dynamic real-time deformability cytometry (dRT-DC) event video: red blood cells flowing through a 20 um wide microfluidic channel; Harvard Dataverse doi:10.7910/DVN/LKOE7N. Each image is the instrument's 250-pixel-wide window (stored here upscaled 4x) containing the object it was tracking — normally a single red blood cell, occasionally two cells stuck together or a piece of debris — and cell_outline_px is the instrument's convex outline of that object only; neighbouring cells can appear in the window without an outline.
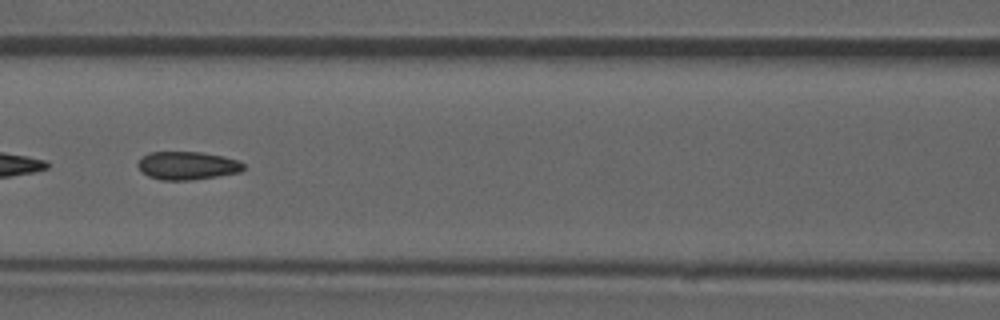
{"species": "common noctule bat (a hibernating species)", "species_latin": "Nyctalus noctula", "temperature_condition": "room temperature", "stored_images_in_passage": 41, "camera_frame_rate_fps": 3000, "um_per_image_px": 0.085, "animal": {"sex": "male", "forearm_length_mm": 52.5}, "frame": {"image": 1, "passage_image": 12, "time_ms": 3.667, "image_size_px": [1000, 320], "cell_outline_px": [[244, 168], [240, 172], [192, 180], [160, 180], [148, 176], [136, 164], [140, 156], [148, 152], [200, 152], [224, 156], [236, 160], [244, 164]], "centroid_in_image_um": [15.88, 14.07], "position_along_channel_um": 150.7, "area_um2": 17.34}, "authors_computed_cell_mechanics": {"area_um2": 17.629, "velocity_mm_per_s": 3.8725, "shape_relaxation_time_tau1_ms": null, "shape_relaxation_time_tau2_ms": 1.9768, "deformation_change_tau1": null, "deformation_change_tau2": 0.0813}}